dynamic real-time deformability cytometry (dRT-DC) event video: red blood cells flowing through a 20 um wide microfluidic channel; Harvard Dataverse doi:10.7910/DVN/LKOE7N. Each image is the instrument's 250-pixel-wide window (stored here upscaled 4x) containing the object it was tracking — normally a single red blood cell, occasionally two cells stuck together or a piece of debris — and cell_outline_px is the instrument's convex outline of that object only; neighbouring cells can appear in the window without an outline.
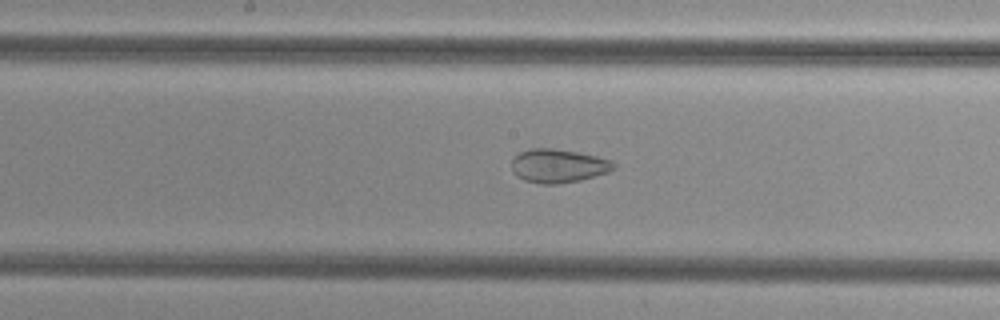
{"species": "common noctule bat (a hibernating species)", "species_latin": "Nyctalus noctula", "temperature_condition": "cold", "stored_images_in_passage": 43, "camera_frame_rate_fps": 3000, "um_per_image_px": 0.085, "animal": {"sex": "female", "body_mass_g": 29.2, "forearm_length_mm": 56.3}, "frame": {"image": 1, "passage_image": 22, "time_ms": 7.0, "image_size_px": [1000, 320], "cell_outline_px": [[616, 168], [608, 172], [580, 180], [560, 184], [540, 184], [524, 180], [516, 176], [512, 172], [512, 156], [528, 148], [552, 148], [576, 152], [596, 156], [612, 160], [616, 164]], "centroid_in_image_um": [47.42, 14.1], "position_along_channel_um": 200.8, "area_um2": 20.23}}
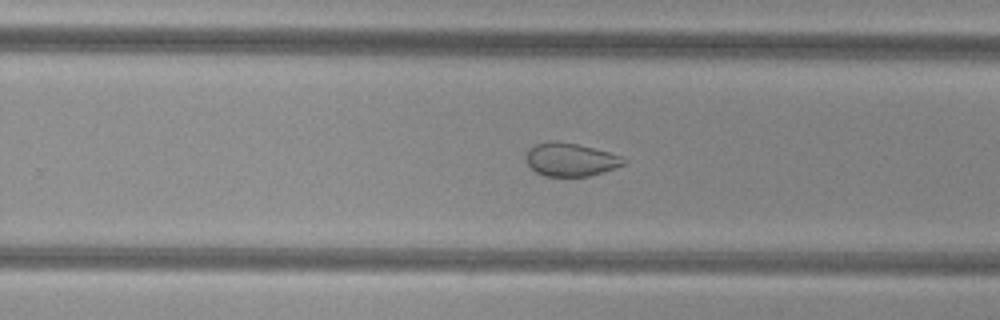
{"frame": {"image": 2, "passage_image": 28, "time_ms": 9.0, "image_size_px": [1000, 320], "cell_outline_px": [[628, 160], [624, 164], [604, 172], [588, 176], [544, 176], [536, 172], [524, 160], [524, 156], [528, 148], [536, 144], [548, 140], [556, 140], [576, 144], [608, 152], [620, 156]], "centroid_in_image_um": [48.44, 13.56], "position_along_channel_um": 281.4, "area_um2": 19.02}}
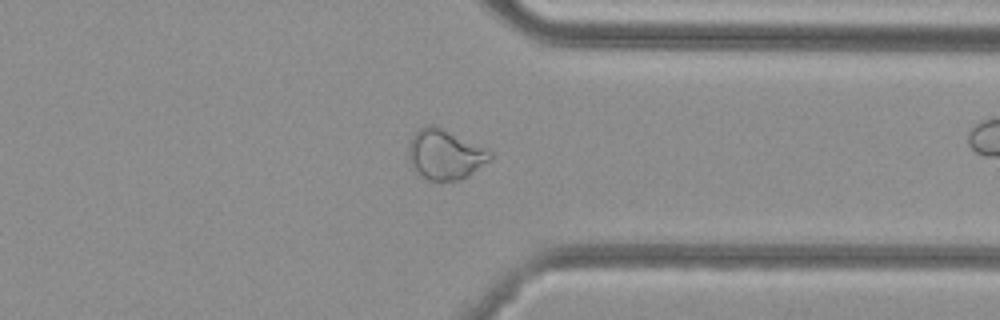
{"frame": {"image": 3, "passage_image": 35, "time_ms": 11.333, "image_size_px": [1000, 320], "cell_outline_px": [[492, 156], [488, 160], [468, 176], [460, 180], [428, 180], [412, 168], [408, 160], [408, 148], [412, 136], [420, 128], [428, 124], [440, 128], [484, 148], [492, 152]], "centroid_in_image_um": [37.77, 13.15], "position_along_channel_um": 373.6, "area_um2": 23.12}}